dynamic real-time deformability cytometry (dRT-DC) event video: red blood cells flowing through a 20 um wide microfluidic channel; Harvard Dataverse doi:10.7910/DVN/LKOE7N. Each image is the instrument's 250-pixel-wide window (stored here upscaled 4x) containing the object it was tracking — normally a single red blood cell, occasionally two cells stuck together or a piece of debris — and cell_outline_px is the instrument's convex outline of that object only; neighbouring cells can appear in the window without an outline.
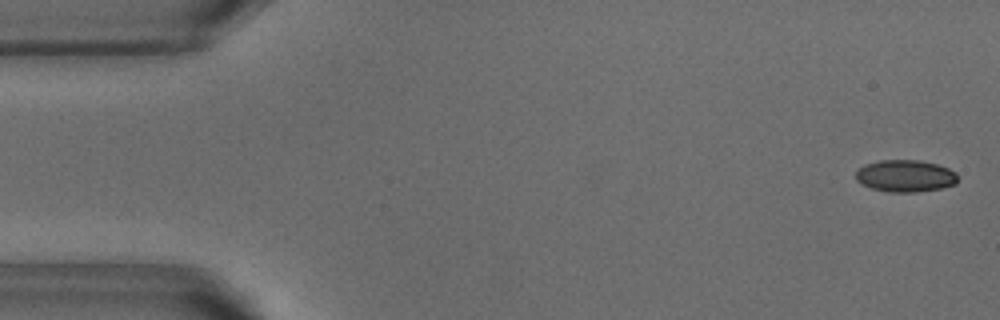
{"species": "common noctule bat (a hibernating species)", "species_latin": "Nyctalus noctula", "temperature_condition": "warm", "stored_images_in_passage": 52, "camera_frame_rate_fps": 3000, "um_per_image_px": 0.085, "animal": {"sex": "male", "body_mass_g": 18.8}, "frame": {"image": 1, "passage_image": 2, "time_ms": 0.333, "image_size_px": [1000, 320], "cell_outline_px": [[956, 184], [940, 188], [916, 192], [888, 192], [872, 188], [856, 180], [856, 168], [864, 164], [880, 160], [920, 160], [936, 164], [948, 168], [956, 172]], "centroid_in_image_um": [76.93, 14.94], "position_along_channel_um": 8.1, "area_um2": 19.02}}
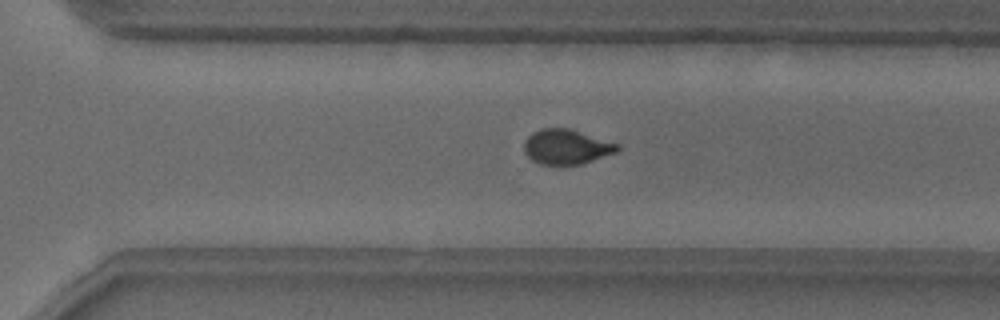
{"frame": {"image": 2, "passage_image": 36, "time_ms": 11.667, "image_size_px": [1000, 320], "cell_outline_px": [[620, 148], [616, 152], [580, 164], [540, 164], [532, 160], [524, 152], [524, 140], [532, 132], [540, 128], [568, 128], [620, 144]], "centroid_in_image_um": [48.12, 12.46], "position_along_channel_um": 322.5, "area_um2": 18.84}}
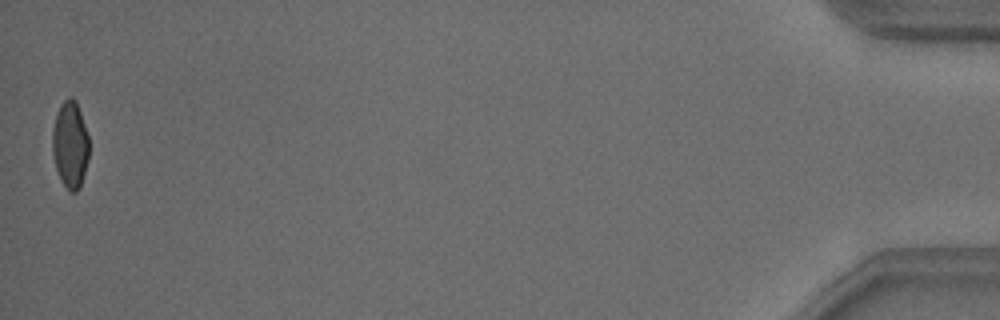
{"frame": {"image": 3, "passage_image": 52, "time_ms": 17.0, "image_size_px": [1000, 320], "cell_outline_px": [[88, 160], [80, 188], [76, 192], [68, 192], [60, 180], [56, 168], [52, 152], [52, 128], [60, 104], [68, 96], [72, 96], [76, 100], [88, 136]], "centroid_in_image_um": [5.95, 12.31], "position_along_channel_um": 429.2, "area_um2": 18.73}, "authors_computed_cell_mechanics": {"area_um2": 19.5653, "velocity_mm_per_s": 3.8475, "shape_relaxation_time_tau1_ms": 5.2708, "shape_relaxation_time_tau2_ms": null, "deformation_change_tau1": 0.1279, "deformation_change_tau2": null}}